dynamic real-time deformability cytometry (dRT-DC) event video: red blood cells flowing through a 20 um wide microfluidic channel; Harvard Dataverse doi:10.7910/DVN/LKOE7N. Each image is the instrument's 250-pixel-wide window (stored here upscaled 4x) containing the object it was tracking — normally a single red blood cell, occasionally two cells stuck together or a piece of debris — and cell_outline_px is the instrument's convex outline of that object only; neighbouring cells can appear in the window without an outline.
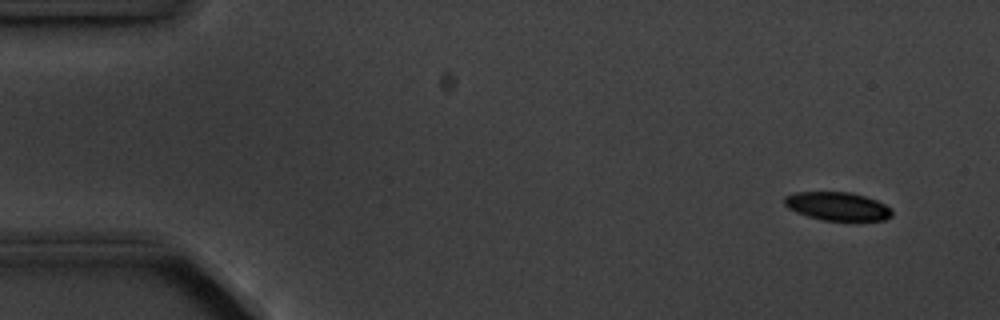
{"species": "common noctule bat (a hibernating species)", "species_latin": "Nyctalus noctula", "temperature_condition": "cold", "stored_images_in_passage": 8, "camera_frame_rate_fps": 3000, "um_per_image_px": 0.085, "animal": {"sex": "male", "body_mass_g": 20.1, "forearm_length_mm": 53.5}, "frame": {"image": 1, "passage_image": 1, "time_ms": 0.0, "image_size_px": [1000, 320], "cell_outline_px": [[892, 216], [884, 220], [820, 220], [796, 212], [788, 208], [784, 204], [784, 196], [792, 192], [852, 192], [876, 200], [892, 208]], "centroid_in_image_um": [71.16, 17.52], "position_along_channel_um": 13.8, "area_um2": 17.86}}
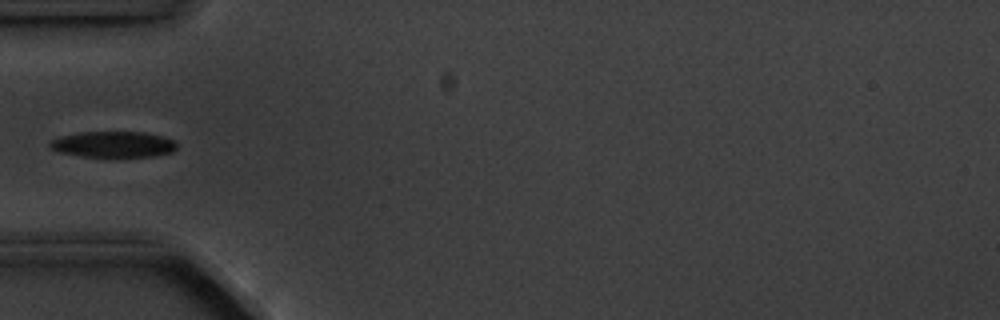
{"frame": {"image": 2, "passage_image": 5, "time_ms": 4.667, "image_size_px": [1000, 320], "cell_outline_px": [[176, 148], [172, 152], [156, 156], [80, 156], [60, 152], [52, 148], [48, 144], [52, 140], [60, 136], [80, 132], [144, 132], [176, 140]], "centroid_in_image_um": [9.65, 12.26], "position_along_channel_um": 75.4, "area_um2": 19.02}}
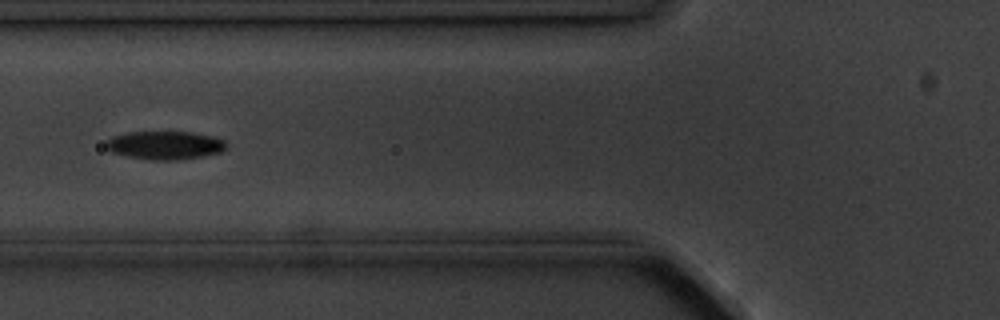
{"frame": {"image": 3, "passage_image": 6, "time_ms": 5.667, "image_size_px": [1000, 320], "cell_outline_px": [[228, 144], [220, 152], [204, 156], [176, 160], [152, 160], [128, 156], [112, 152], [104, 144], [112, 136], [128, 132], [192, 132], [212, 136], [224, 140]], "centroid_in_image_um": [14.03, 12.34], "position_along_channel_um": 111.8, "area_um2": 19.77}}